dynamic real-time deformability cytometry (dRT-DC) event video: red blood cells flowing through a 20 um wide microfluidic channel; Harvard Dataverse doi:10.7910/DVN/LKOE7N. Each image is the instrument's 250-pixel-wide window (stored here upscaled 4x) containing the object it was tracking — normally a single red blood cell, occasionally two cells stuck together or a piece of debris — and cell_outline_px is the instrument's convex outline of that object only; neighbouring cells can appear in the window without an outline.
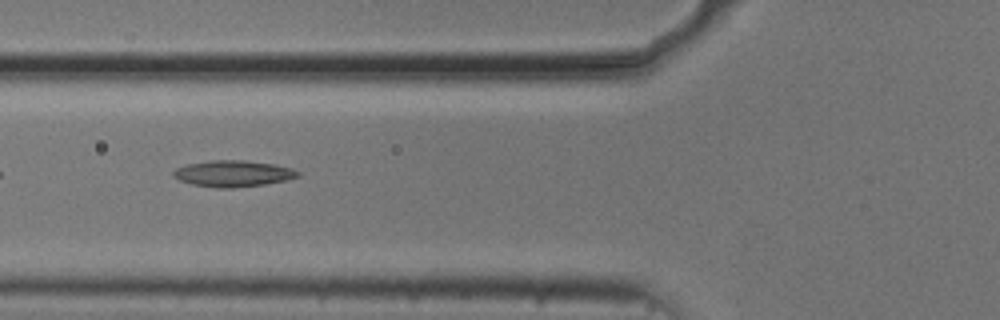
{"species": "common noctule bat (a hibernating species)", "species_latin": "Nyctalus noctula", "temperature_condition": "cold", "stored_images_in_passage": 38, "camera_frame_rate_fps": 3000, "um_per_image_px": 0.085, "animal": {"sex": "male", "body_mass_g": 20.5, "forearm_length_mm": 52.5}, "frame": {"image": 1, "passage_image": 4, "time_ms": 1.0, "image_size_px": [1000, 320], "cell_outline_px": [[300, 176], [288, 180], [264, 184], [232, 188], [216, 188], [192, 184], [180, 180], [172, 176], [172, 172], [176, 168], [188, 164], [212, 160], [244, 160], [272, 164], [292, 168], [300, 172]], "centroid_in_image_um": [19.82, 14.76], "position_along_channel_um": 106.0, "area_um2": 19.07}}
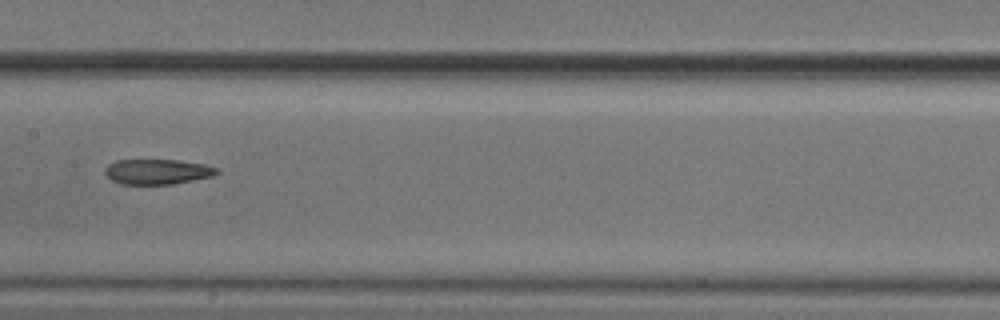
{"frame": {"image": 2, "passage_image": 11, "time_ms": 3.333, "image_size_px": [1000, 320], "cell_outline_px": [[220, 172], [216, 176], [172, 184], [120, 184], [112, 180], [104, 172], [104, 168], [108, 164], [116, 160], [180, 160], [204, 164], [220, 168]], "centroid_in_image_um": [13.43, 14.59], "position_along_channel_um": 194.0, "area_um2": 16.65}}
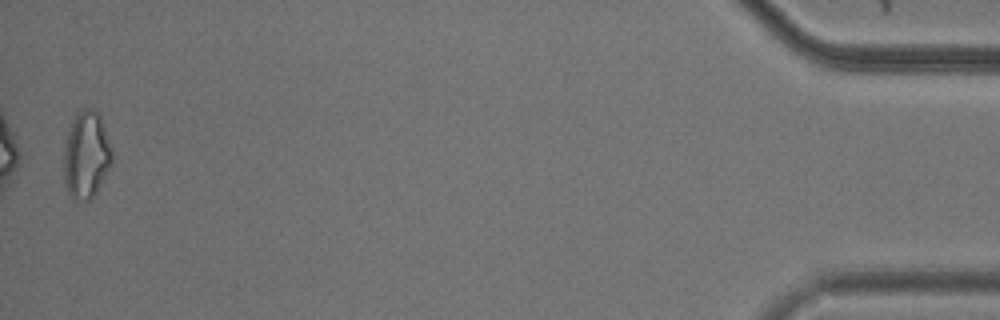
{"frame": {"image": 3, "passage_image": 37, "time_ms": 12.0, "image_size_px": [1000, 320], "cell_outline_px": [[112, 164], [96, 192], [88, 200], [76, 200], [68, 192], [64, 180], [64, 148], [68, 132], [76, 108], [92, 108], [100, 116], [112, 148]], "centroid_in_image_um": [7.33, 13.12], "position_along_channel_um": 427.9, "area_um2": 24.57}, "authors_computed_cell_mechanics": {"area_um2": 18.3804, "velocity_mm_per_s": 3.7358, "shape_relaxation_time_tau1_ms": null, "shape_relaxation_time_tau2_ms": 4.777, "deformation_change_tau1": null, "deformation_change_tau2": 0.137}}